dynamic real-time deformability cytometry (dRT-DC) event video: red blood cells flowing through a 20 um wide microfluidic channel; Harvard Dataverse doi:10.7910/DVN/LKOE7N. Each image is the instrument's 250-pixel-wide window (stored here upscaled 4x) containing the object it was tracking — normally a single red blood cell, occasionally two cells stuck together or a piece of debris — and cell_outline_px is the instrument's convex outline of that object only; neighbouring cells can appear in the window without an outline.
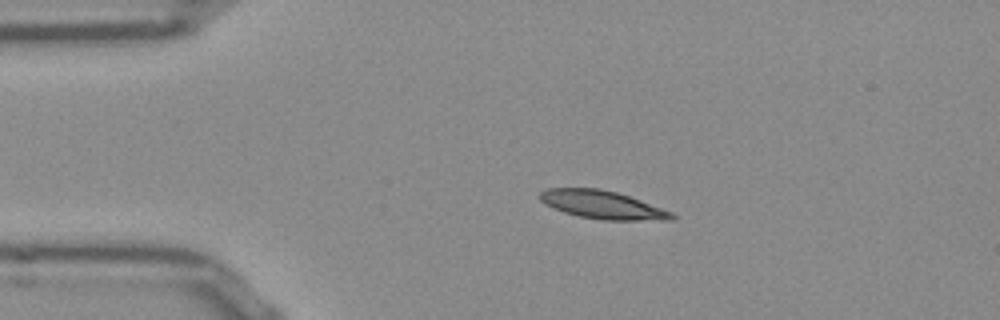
{"species": "Egyptian fruit bat (a non-hibernating species)", "species_latin": "Rousettus aegyptiacus", "temperature_condition": "room temperature", "stored_images_in_passage": 43, "camera_frame_rate_fps": 3000, "um_per_image_px": 0.085, "frame": {"image": 1, "passage_image": 1, "time_ms": 0.0, "image_size_px": [1000, 320], "cell_outline_px": [[676, 216], [672, 220], [600, 220], [580, 216], [564, 212], [544, 204], [540, 200], [540, 192], [548, 188], [600, 188], [616, 192], [640, 200], [672, 212]], "centroid_in_image_um": [51.2, 17.41], "position_along_channel_um": 33.8, "area_um2": 21.5}}
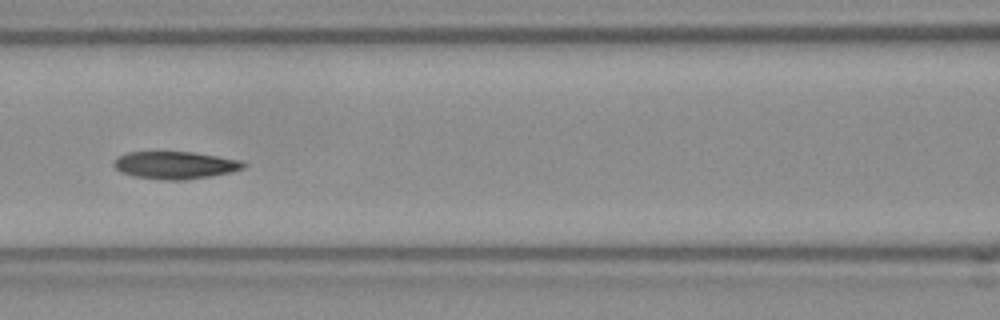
{"frame": {"image": 2, "passage_image": 13, "time_ms": 4.0, "image_size_px": [1000, 320], "cell_outline_px": [[248, 164], [244, 168], [232, 172], [212, 176], [184, 180], [164, 180], [132, 176], [120, 172], [112, 164], [112, 160], [116, 156], [128, 152], [192, 152], [240, 160]], "centroid_in_image_um": [14.86, 14.04], "position_along_channel_um": 151.7, "area_um2": 20.98}}
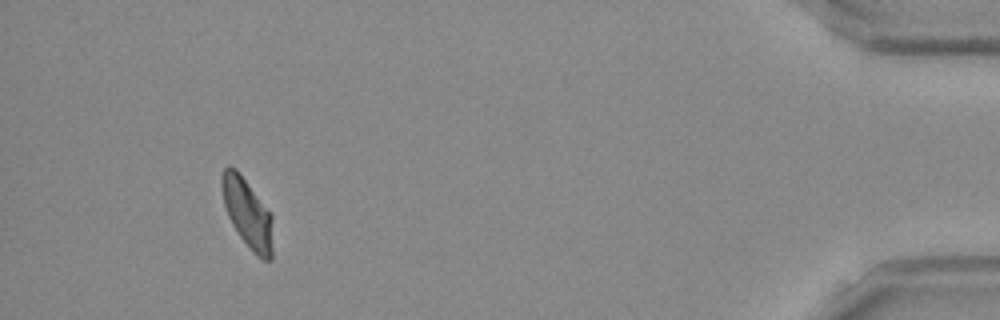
{"frame": {"image": 3, "passage_image": 39, "time_ms": 12.667, "image_size_px": [1000, 320], "cell_outline_px": [[272, 260], [264, 260], [256, 256], [252, 252], [240, 236], [232, 224], [228, 216], [224, 204], [220, 184], [220, 176], [224, 168], [236, 168], [240, 172], [272, 216]], "centroid_in_image_um": [21.02, 18.13], "position_along_channel_um": 414.2, "area_um2": 20.46}, "authors_computed_cell_mechanics": {"area_um2": 20.7502, "velocity_mm_per_s": 3.8494, "shape_relaxation_time_tau1_ms": 9.1894, "shape_relaxation_time_tau2_ms": 4.1891, "deformation_change_tau1": 0.1965, "deformation_change_tau2": 0.0988}}